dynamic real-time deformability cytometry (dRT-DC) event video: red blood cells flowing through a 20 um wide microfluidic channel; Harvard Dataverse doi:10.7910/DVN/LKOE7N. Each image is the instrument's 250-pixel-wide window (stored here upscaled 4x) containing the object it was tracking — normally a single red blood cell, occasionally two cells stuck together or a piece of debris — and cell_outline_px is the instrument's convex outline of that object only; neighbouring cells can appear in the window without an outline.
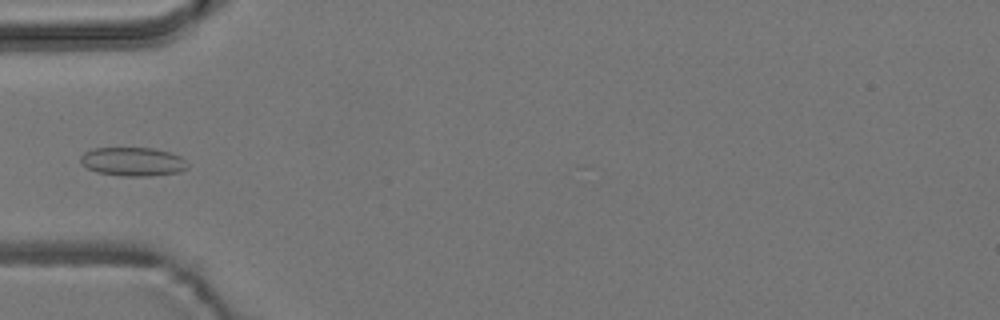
{"species": "common noctule bat (a hibernating species)", "species_latin": "Nyctalus noctula", "temperature_condition": "room temperature", "stored_images_in_passage": 5, "camera_frame_rate_fps": 3000, "um_per_image_px": 0.085, "animal": {"sex": "male", "body_mass_g": 19.2, "forearm_length_mm": 51.8}, "frame": {"image": 1, "passage_image": 4, "time_ms": 4.333, "image_size_px": [1000, 320], "cell_outline_px": [[188, 168], [180, 172], [152, 176], [120, 176], [96, 172], [80, 164], [80, 156], [84, 152], [92, 148], [152, 148], [172, 152], [180, 156], [188, 164]], "centroid_in_image_um": [11.29, 13.74], "position_along_channel_um": 73.7, "area_um2": 18.21}}
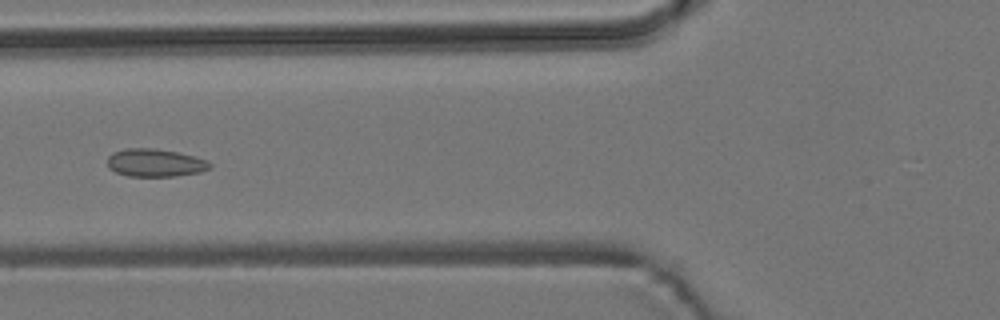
{"frame": {"image": 2, "passage_image": 5, "time_ms": 5.333, "image_size_px": [1000, 320], "cell_outline_px": [[212, 168], [200, 172], [176, 176], [128, 176], [116, 172], [108, 168], [108, 156], [112, 152], [124, 148], [156, 148], [176, 152], [192, 156], [204, 160], [212, 164]], "centroid_in_image_um": [13.15, 13.83], "position_along_channel_um": 112.6, "area_um2": 16.65}}